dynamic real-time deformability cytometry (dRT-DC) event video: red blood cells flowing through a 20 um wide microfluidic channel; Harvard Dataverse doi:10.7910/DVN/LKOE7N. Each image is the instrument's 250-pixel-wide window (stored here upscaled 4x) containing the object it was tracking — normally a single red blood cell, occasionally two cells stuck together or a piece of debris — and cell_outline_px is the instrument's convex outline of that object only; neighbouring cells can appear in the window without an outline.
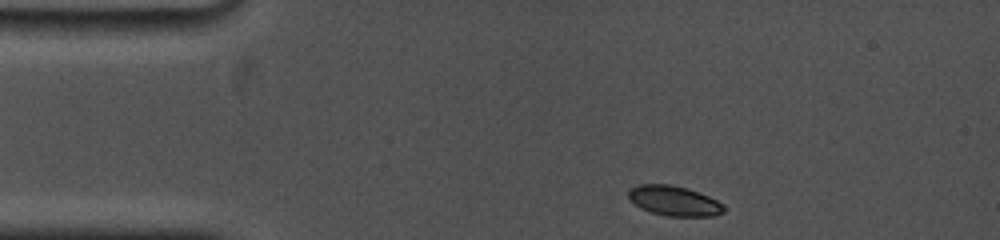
{"species": "common noctule bat (a hibernating species)", "species_latin": "Nyctalus noctula", "temperature_condition": "cold", "stored_images_in_passage": 5, "camera_frame_rate_fps": 5000, "um_per_image_px": 0.085, "animal": {"sex": "female", "body_mass_g": 19.0, "forearm_length_mm": 53.3}, "frame": {"image": 1, "passage_image": 1, "time_ms": 0.0, "image_size_px": [1000, 240], "cell_outline_px": [[724, 212], [716, 216], [668, 216], [652, 212], [640, 208], [628, 196], [628, 192], [636, 184], [672, 184], [688, 188], [708, 196], [724, 204]], "centroid_in_image_um": [57.32, 17.06], "position_along_channel_um": 27.7, "area_um2": 16.65}}
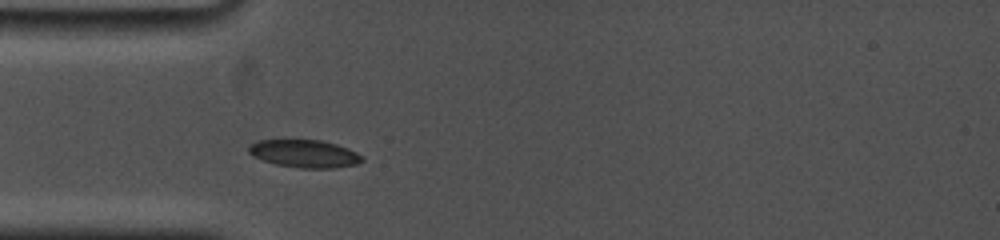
{"frame": {"image": 2, "passage_image": 5, "time_ms": 2.2, "image_size_px": [1000, 240], "cell_outline_px": [[364, 160], [356, 164], [332, 168], [300, 168], [276, 164], [252, 156], [248, 152], [248, 148], [256, 140], [320, 140], [336, 144], [348, 148], [364, 156]], "centroid_in_image_um": [25.9, 13.06], "position_along_channel_um": 59.1, "area_um2": 18.26}}